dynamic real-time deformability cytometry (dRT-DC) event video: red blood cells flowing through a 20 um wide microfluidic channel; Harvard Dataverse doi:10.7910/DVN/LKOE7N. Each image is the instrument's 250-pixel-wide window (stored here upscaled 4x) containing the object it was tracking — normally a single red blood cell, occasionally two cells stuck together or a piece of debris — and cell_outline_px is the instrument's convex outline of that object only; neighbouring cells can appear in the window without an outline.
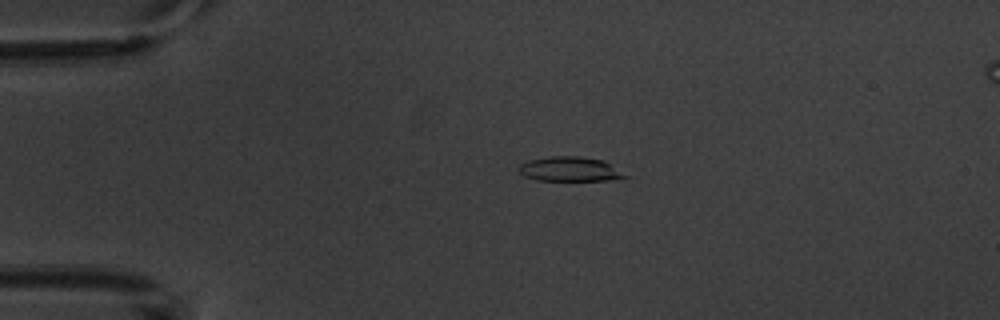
{"species": "common noctule bat (a hibernating species)", "species_latin": "Nyctalus noctula", "temperature_condition": "warm", "stored_images_in_passage": 6, "camera_frame_rate_fps": 3000, "um_per_image_px": 0.085, "animal": {"sex": "male", "body_mass_g": 20.1, "forearm_length_mm": 53.5}, "frame": {"image": 1, "passage_image": 6, "time_ms": 6.667, "image_size_px": [1000, 320], "cell_outline_px": [[628, 176], [608, 180], [536, 180], [524, 176], [516, 168], [520, 164], [532, 160], [552, 156], [580, 156], [604, 160]], "centroid_in_image_um": [48.4, 14.37], "position_along_channel_um": 36.6, "area_um2": 14.97}}